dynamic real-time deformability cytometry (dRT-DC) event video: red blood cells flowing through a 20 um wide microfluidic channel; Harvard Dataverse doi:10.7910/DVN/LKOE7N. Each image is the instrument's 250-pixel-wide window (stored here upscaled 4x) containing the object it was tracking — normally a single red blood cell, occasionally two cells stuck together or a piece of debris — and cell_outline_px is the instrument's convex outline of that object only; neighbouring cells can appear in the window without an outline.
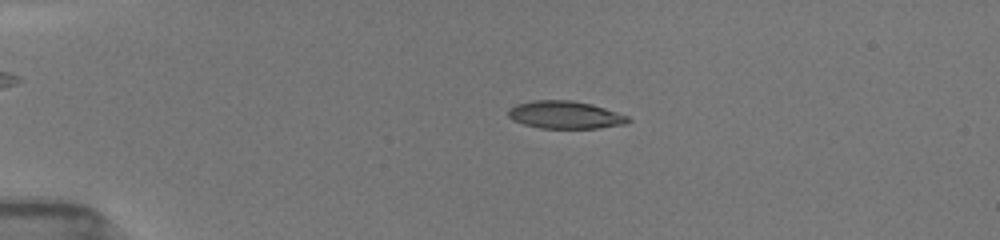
{"species": "common noctule bat (a hibernating species)", "species_latin": "Nyctalus noctula", "temperature_condition": "room temperature", "stored_images_in_passage": 54, "camera_frame_rate_fps": 3000, "um_per_image_px": 0.085, "animal": {"sex": "female", "body_mass_g": 19.5, "forearm_length_mm": 54.1}, "frame": {"image": 1, "passage_image": 13, "time_ms": 4.0, "image_size_px": [1000, 240], "cell_outline_px": [[632, 120], [624, 124], [600, 128], [540, 128], [524, 124], [512, 120], [508, 116], [508, 108], [516, 104], [532, 100], [572, 100], [592, 104], [628, 116]], "centroid_in_image_um": [48.01, 9.76], "position_along_channel_um": 37.0, "area_um2": 19.36}}
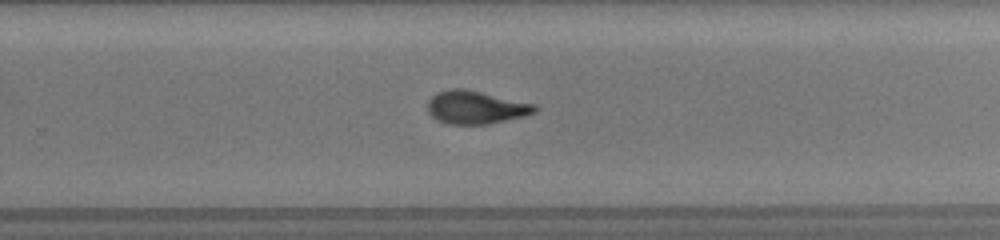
{"frame": {"image": 2, "passage_image": 36, "time_ms": 11.667, "image_size_px": [1000, 240], "cell_outline_px": [[536, 112], [524, 116], [488, 124], [448, 124], [436, 120], [428, 112], [428, 100], [436, 92], [452, 88], [460, 88], [480, 92], [536, 104]], "centroid_in_image_um": [40.41, 9.13], "position_along_channel_um": 289.4, "area_um2": 20.52}}
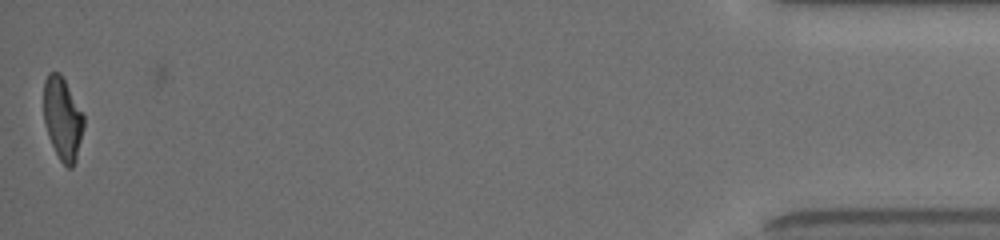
{"frame": {"image": 3, "passage_image": 53, "time_ms": 17.333, "image_size_px": [1000, 240], "cell_outline_px": [[84, 128], [76, 160], [72, 168], [68, 168], [60, 160], [48, 136], [44, 124], [44, 80], [48, 72], [60, 72], [84, 116]], "centroid_in_image_um": [5.31, 10.08], "position_along_channel_um": 429.9, "area_um2": 19.25}, "authors_computed_cell_mechanics": {"area_um2": 19.8832, "velocity_mm_per_s": 3.9652, "shape_relaxation_time_tau1_ms": 4.043, "shape_relaxation_time_tau2_ms": 1.5236, "deformation_change_tau1": 0.192, "deformation_change_tau2": 0.0841}}